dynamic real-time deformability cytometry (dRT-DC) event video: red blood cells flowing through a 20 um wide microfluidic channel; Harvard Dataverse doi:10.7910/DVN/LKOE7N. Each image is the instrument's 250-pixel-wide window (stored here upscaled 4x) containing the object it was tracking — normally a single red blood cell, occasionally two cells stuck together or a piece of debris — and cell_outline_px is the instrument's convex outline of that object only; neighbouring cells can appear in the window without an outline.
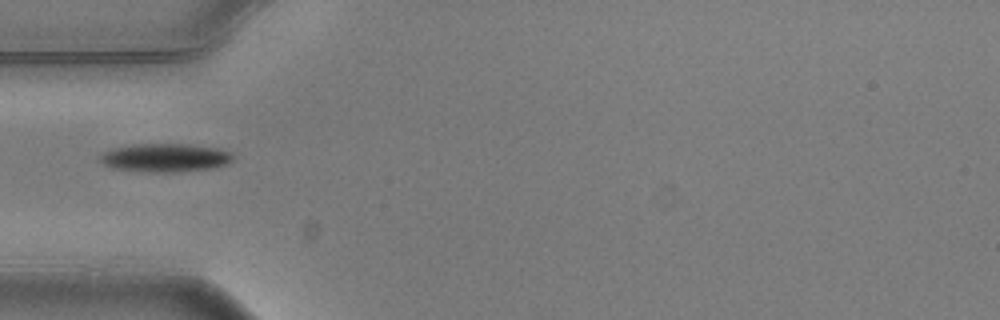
{"species": "common noctule bat (a hibernating species)", "species_latin": "Nyctalus noctula", "temperature_condition": "warm", "stored_images_in_passage": 1, "camera_frame_rate_fps": 3000, "um_per_image_px": 0.085, "animal": {"sex": "male", "body_mass_g": 20.5, "forearm_length_mm": 52.5}, "frame": {"image": 1, "passage_image": 1, "time_ms": 0.0, "image_size_px": [1000, 320], "cell_outline_px": [[236, 156], [228, 164], [212, 168], [176, 172], [148, 172], [112, 168], [96, 160], [96, 156], [112, 148], [132, 144], [188, 144], [216, 148], [232, 152]], "centroid_in_image_um": [14.01, 13.4], "position_along_channel_um": 71.0, "area_um2": 22.37}}